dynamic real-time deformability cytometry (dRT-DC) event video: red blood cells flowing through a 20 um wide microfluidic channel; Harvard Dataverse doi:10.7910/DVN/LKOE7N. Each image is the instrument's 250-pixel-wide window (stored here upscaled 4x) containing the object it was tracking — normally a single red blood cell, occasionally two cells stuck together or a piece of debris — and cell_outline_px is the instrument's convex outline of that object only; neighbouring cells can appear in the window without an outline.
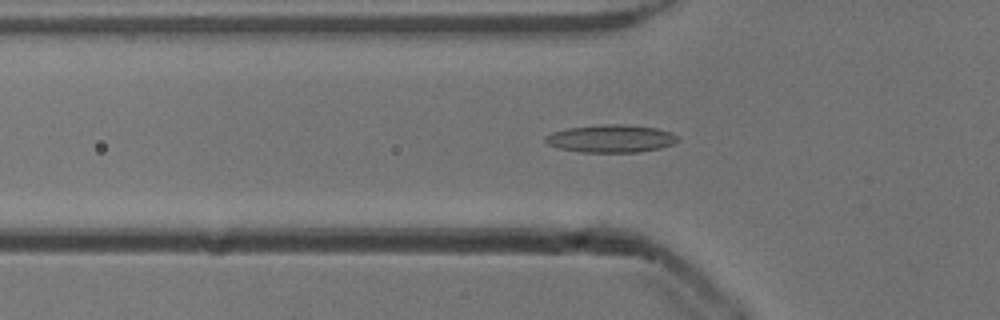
{"species": "common noctule bat (a hibernating species)", "species_latin": "Nyctalus noctula", "temperature_condition": "cold", "stored_images_in_passage": 52, "camera_frame_rate_fps": 3000, "um_per_image_px": 0.085, "animal": {"sex": "male", "body_mass_g": 13.3}, "frame": {"image": 1, "passage_image": 18, "time_ms": 5.667, "image_size_px": [1000, 320], "cell_outline_px": [[680, 140], [672, 144], [660, 148], [640, 152], [580, 152], [560, 148], [548, 144], [544, 140], [544, 136], [552, 132], [568, 128], [604, 124], [624, 124], [656, 128], [672, 132], [680, 136]], "centroid_in_image_um": [51.97, 11.78], "position_along_channel_um": 73.8, "area_um2": 21.5}}
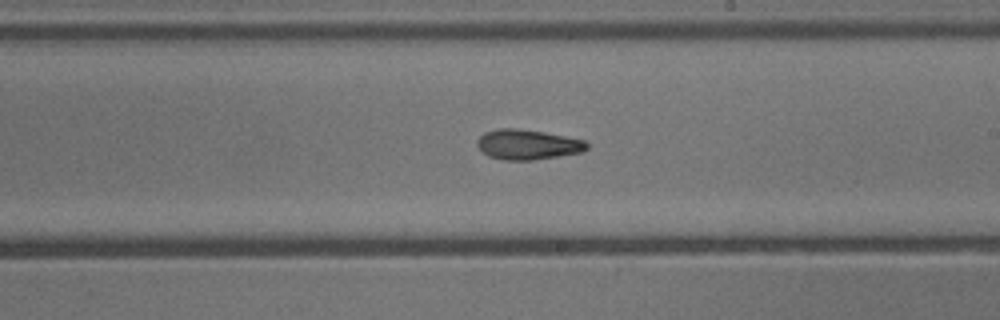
{"frame": {"image": 2, "passage_image": 31, "time_ms": 10.0, "image_size_px": [1000, 320], "cell_outline_px": [[588, 148], [580, 152], [532, 160], [500, 160], [488, 156], [476, 144], [476, 140], [484, 132], [500, 128], [516, 128], [544, 132], [584, 140], [588, 144]], "centroid_in_image_um": [44.8, 12.28], "position_along_channel_um": 244.2, "area_um2": 19.07}}
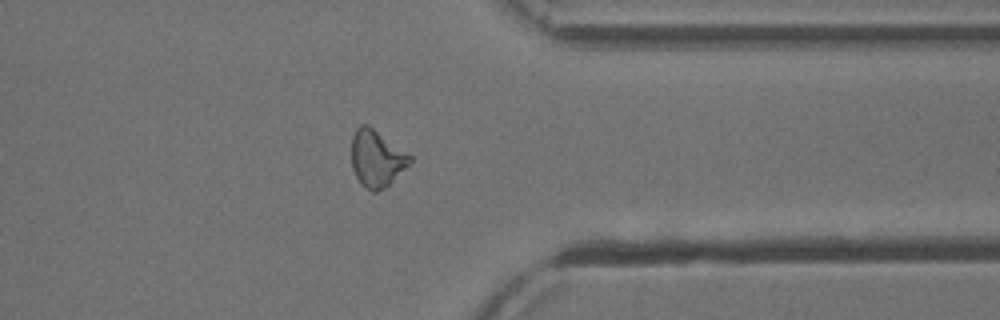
{"frame": {"image": 3, "passage_image": 42, "time_ms": 13.667, "image_size_px": [1000, 320], "cell_outline_px": [[412, 160], [384, 188], [376, 192], [372, 192], [356, 176], [352, 168], [352, 136], [356, 128], [360, 124], [368, 124], [412, 156]], "centroid_in_image_um": [31.99, 13.43], "position_along_channel_um": 379.4, "area_um2": 18.84}}